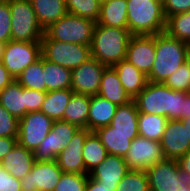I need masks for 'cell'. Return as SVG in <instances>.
<instances>
[{
    "label": "cell",
    "mask_w": 190,
    "mask_h": 191,
    "mask_svg": "<svg viewBox=\"0 0 190 191\" xmlns=\"http://www.w3.org/2000/svg\"><path fill=\"white\" fill-rule=\"evenodd\" d=\"M43 56L29 65L16 79L24 88L47 92L43 73Z\"/></svg>",
    "instance_id": "cell-33"
},
{
    "label": "cell",
    "mask_w": 190,
    "mask_h": 191,
    "mask_svg": "<svg viewBox=\"0 0 190 191\" xmlns=\"http://www.w3.org/2000/svg\"><path fill=\"white\" fill-rule=\"evenodd\" d=\"M35 162L34 152L18 143L1 161L2 167L18 180L28 174Z\"/></svg>",
    "instance_id": "cell-19"
},
{
    "label": "cell",
    "mask_w": 190,
    "mask_h": 191,
    "mask_svg": "<svg viewBox=\"0 0 190 191\" xmlns=\"http://www.w3.org/2000/svg\"><path fill=\"white\" fill-rule=\"evenodd\" d=\"M0 104L20 120L26 115L25 88L16 80L12 81L0 91Z\"/></svg>",
    "instance_id": "cell-26"
},
{
    "label": "cell",
    "mask_w": 190,
    "mask_h": 191,
    "mask_svg": "<svg viewBox=\"0 0 190 191\" xmlns=\"http://www.w3.org/2000/svg\"><path fill=\"white\" fill-rule=\"evenodd\" d=\"M14 80L15 79L10 75V73L4 67L2 61H0V91Z\"/></svg>",
    "instance_id": "cell-47"
},
{
    "label": "cell",
    "mask_w": 190,
    "mask_h": 191,
    "mask_svg": "<svg viewBox=\"0 0 190 191\" xmlns=\"http://www.w3.org/2000/svg\"><path fill=\"white\" fill-rule=\"evenodd\" d=\"M185 64L187 65L188 70L190 71V44H189L187 52H186Z\"/></svg>",
    "instance_id": "cell-50"
},
{
    "label": "cell",
    "mask_w": 190,
    "mask_h": 191,
    "mask_svg": "<svg viewBox=\"0 0 190 191\" xmlns=\"http://www.w3.org/2000/svg\"><path fill=\"white\" fill-rule=\"evenodd\" d=\"M112 67L116 70L122 86L132 99L139 95L148 83L147 76L126 59Z\"/></svg>",
    "instance_id": "cell-22"
},
{
    "label": "cell",
    "mask_w": 190,
    "mask_h": 191,
    "mask_svg": "<svg viewBox=\"0 0 190 191\" xmlns=\"http://www.w3.org/2000/svg\"><path fill=\"white\" fill-rule=\"evenodd\" d=\"M138 110L134 101L118 106L110 123L116 132L138 133Z\"/></svg>",
    "instance_id": "cell-30"
},
{
    "label": "cell",
    "mask_w": 190,
    "mask_h": 191,
    "mask_svg": "<svg viewBox=\"0 0 190 191\" xmlns=\"http://www.w3.org/2000/svg\"><path fill=\"white\" fill-rule=\"evenodd\" d=\"M41 56V43L11 40L5 45L2 63L16 80L25 68L36 62Z\"/></svg>",
    "instance_id": "cell-8"
},
{
    "label": "cell",
    "mask_w": 190,
    "mask_h": 191,
    "mask_svg": "<svg viewBox=\"0 0 190 191\" xmlns=\"http://www.w3.org/2000/svg\"><path fill=\"white\" fill-rule=\"evenodd\" d=\"M54 120L41 111L27 113L19 120V145L34 151L52 129Z\"/></svg>",
    "instance_id": "cell-10"
},
{
    "label": "cell",
    "mask_w": 190,
    "mask_h": 191,
    "mask_svg": "<svg viewBox=\"0 0 190 191\" xmlns=\"http://www.w3.org/2000/svg\"><path fill=\"white\" fill-rule=\"evenodd\" d=\"M96 22L67 13L44 30L42 39L91 46Z\"/></svg>",
    "instance_id": "cell-5"
},
{
    "label": "cell",
    "mask_w": 190,
    "mask_h": 191,
    "mask_svg": "<svg viewBox=\"0 0 190 191\" xmlns=\"http://www.w3.org/2000/svg\"><path fill=\"white\" fill-rule=\"evenodd\" d=\"M42 56L53 63L73 70L91 58L90 46L42 39Z\"/></svg>",
    "instance_id": "cell-7"
},
{
    "label": "cell",
    "mask_w": 190,
    "mask_h": 191,
    "mask_svg": "<svg viewBox=\"0 0 190 191\" xmlns=\"http://www.w3.org/2000/svg\"><path fill=\"white\" fill-rule=\"evenodd\" d=\"M133 35L128 28L95 25L90 46L91 57L107 67L124 60Z\"/></svg>",
    "instance_id": "cell-2"
},
{
    "label": "cell",
    "mask_w": 190,
    "mask_h": 191,
    "mask_svg": "<svg viewBox=\"0 0 190 191\" xmlns=\"http://www.w3.org/2000/svg\"><path fill=\"white\" fill-rule=\"evenodd\" d=\"M97 95H100L117 106L126 105L133 101L122 86L113 67H106L104 69Z\"/></svg>",
    "instance_id": "cell-20"
},
{
    "label": "cell",
    "mask_w": 190,
    "mask_h": 191,
    "mask_svg": "<svg viewBox=\"0 0 190 191\" xmlns=\"http://www.w3.org/2000/svg\"><path fill=\"white\" fill-rule=\"evenodd\" d=\"M89 109L90 96L73 93L69 103L65 108L63 121L74 124L79 128H87Z\"/></svg>",
    "instance_id": "cell-27"
},
{
    "label": "cell",
    "mask_w": 190,
    "mask_h": 191,
    "mask_svg": "<svg viewBox=\"0 0 190 191\" xmlns=\"http://www.w3.org/2000/svg\"><path fill=\"white\" fill-rule=\"evenodd\" d=\"M155 53V35H133L125 59L147 76L153 67Z\"/></svg>",
    "instance_id": "cell-15"
},
{
    "label": "cell",
    "mask_w": 190,
    "mask_h": 191,
    "mask_svg": "<svg viewBox=\"0 0 190 191\" xmlns=\"http://www.w3.org/2000/svg\"><path fill=\"white\" fill-rule=\"evenodd\" d=\"M68 13L97 22L101 2L100 0H65Z\"/></svg>",
    "instance_id": "cell-35"
},
{
    "label": "cell",
    "mask_w": 190,
    "mask_h": 191,
    "mask_svg": "<svg viewBox=\"0 0 190 191\" xmlns=\"http://www.w3.org/2000/svg\"><path fill=\"white\" fill-rule=\"evenodd\" d=\"M47 92L25 88L26 114L40 111Z\"/></svg>",
    "instance_id": "cell-41"
},
{
    "label": "cell",
    "mask_w": 190,
    "mask_h": 191,
    "mask_svg": "<svg viewBox=\"0 0 190 191\" xmlns=\"http://www.w3.org/2000/svg\"><path fill=\"white\" fill-rule=\"evenodd\" d=\"M150 191H177L183 184H190L180 171L178 161L164 159L146 170Z\"/></svg>",
    "instance_id": "cell-11"
},
{
    "label": "cell",
    "mask_w": 190,
    "mask_h": 191,
    "mask_svg": "<svg viewBox=\"0 0 190 191\" xmlns=\"http://www.w3.org/2000/svg\"><path fill=\"white\" fill-rule=\"evenodd\" d=\"M160 143L166 159L178 160L190 150L186 126L181 120H168Z\"/></svg>",
    "instance_id": "cell-17"
},
{
    "label": "cell",
    "mask_w": 190,
    "mask_h": 191,
    "mask_svg": "<svg viewBox=\"0 0 190 191\" xmlns=\"http://www.w3.org/2000/svg\"><path fill=\"white\" fill-rule=\"evenodd\" d=\"M168 118L155 114H138V133L153 141H161Z\"/></svg>",
    "instance_id": "cell-31"
},
{
    "label": "cell",
    "mask_w": 190,
    "mask_h": 191,
    "mask_svg": "<svg viewBox=\"0 0 190 191\" xmlns=\"http://www.w3.org/2000/svg\"><path fill=\"white\" fill-rule=\"evenodd\" d=\"M163 11L167 19L171 15L190 11V0H163Z\"/></svg>",
    "instance_id": "cell-42"
},
{
    "label": "cell",
    "mask_w": 190,
    "mask_h": 191,
    "mask_svg": "<svg viewBox=\"0 0 190 191\" xmlns=\"http://www.w3.org/2000/svg\"><path fill=\"white\" fill-rule=\"evenodd\" d=\"M5 45H6L5 43L0 42V61H2V58H3Z\"/></svg>",
    "instance_id": "cell-52"
},
{
    "label": "cell",
    "mask_w": 190,
    "mask_h": 191,
    "mask_svg": "<svg viewBox=\"0 0 190 191\" xmlns=\"http://www.w3.org/2000/svg\"><path fill=\"white\" fill-rule=\"evenodd\" d=\"M43 71L47 92L71 89L72 70L50 62L43 57Z\"/></svg>",
    "instance_id": "cell-28"
},
{
    "label": "cell",
    "mask_w": 190,
    "mask_h": 191,
    "mask_svg": "<svg viewBox=\"0 0 190 191\" xmlns=\"http://www.w3.org/2000/svg\"><path fill=\"white\" fill-rule=\"evenodd\" d=\"M19 120L0 104V137H18Z\"/></svg>",
    "instance_id": "cell-39"
},
{
    "label": "cell",
    "mask_w": 190,
    "mask_h": 191,
    "mask_svg": "<svg viewBox=\"0 0 190 191\" xmlns=\"http://www.w3.org/2000/svg\"><path fill=\"white\" fill-rule=\"evenodd\" d=\"M88 174L62 173L54 191H84Z\"/></svg>",
    "instance_id": "cell-37"
},
{
    "label": "cell",
    "mask_w": 190,
    "mask_h": 191,
    "mask_svg": "<svg viewBox=\"0 0 190 191\" xmlns=\"http://www.w3.org/2000/svg\"><path fill=\"white\" fill-rule=\"evenodd\" d=\"M182 119L190 117V92L183 99Z\"/></svg>",
    "instance_id": "cell-48"
},
{
    "label": "cell",
    "mask_w": 190,
    "mask_h": 191,
    "mask_svg": "<svg viewBox=\"0 0 190 191\" xmlns=\"http://www.w3.org/2000/svg\"><path fill=\"white\" fill-rule=\"evenodd\" d=\"M11 40L41 43L44 30L38 23L31 1L9 0Z\"/></svg>",
    "instance_id": "cell-6"
},
{
    "label": "cell",
    "mask_w": 190,
    "mask_h": 191,
    "mask_svg": "<svg viewBox=\"0 0 190 191\" xmlns=\"http://www.w3.org/2000/svg\"><path fill=\"white\" fill-rule=\"evenodd\" d=\"M91 133L87 128H79L74 134L66 149L62 150L56 157L57 165L62 172L89 174L85 170L82 149L86 137Z\"/></svg>",
    "instance_id": "cell-16"
},
{
    "label": "cell",
    "mask_w": 190,
    "mask_h": 191,
    "mask_svg": "<svg viewBox=\"0 0 190 191\" xmlns=\"http://www.w3.org/2000/svg\"><path fill=\"white\" fill-rule=\"evenodd\" d=\"M55 160H35L31 171L21 180L22 191H54L62 176Z\"/></svg>",
    "instance_id": "cell-13"
},
{
    "label": "cell",
    "mask_w": 190,
    "mask_h": 191,
    "mask_svg": "<svg viewBox=\"0 0 190 191\" xmlns=\"http://www.w3.org/2000/svg\"><path fill=\"white\" fill-rule=\"evenodd\" d=\"M78 126L63 120H54L52 129L33 151L37 161L56 160L57 155L67 148Z\"/></svg>",
    "instance_id": "cell-9"
},
{
    "label": "cell",
    "mask_w": 190,
    "mask_h": 191,
    "mask_svg": "<svg viewBox=\"0 0 190 191\" xmlns=\"http://www.w3.org/2000/svg\"><path fill=\"white\" fill-rule=\"evenodd\" d=\"M165 32L170 37L190 44V11L168 17Z\"/></svg>",
    "instance_id": "cell-34"
},
{
    "label": "cell",
    "mask_w": 190,
    "mask_h": 191,
    "mask_svg": "<svg viewBox=\"0 0 190 191\" xmlns=\"http://www.w3.org/2000/svg\"><path fill=\"white\" fill-rule=\"evenodd\" d=\"M127 0H108L101 3L97 25L128 28Z\"/></svg>",
    "instance_id": "cell-25"
},
{
    "label": "cell",
    "mask_w": 190,
    "mask_h": 191,
    "mask_svg": "<svg viewBox=\"0 0 190 191\" xmlns=\"http://www.w3.org/2000/svg\"><path fill=\"white\" fill-rule=\"evenodd\" d=\"M181 173L190 180V150L178 160Z\"/></svg>",
    "instance_id": "cell-46"
},
{
    "label": "cell",
    "mask_w": 190,
    "mask_h": 191,
    "mask_svg": "<svg viewBox=\"0 0 190 191\" xmlns=\"http://www.w3.org/2000/svg\"><path fill=\"white\" fill-rule=\"evenodd\" d=\"M164 85L173 89L174 91L190 92V71L184 63L172 75H170L164 82Z\"/></svg>",
    "instance_id": "cell-38"
},
{
    "label": "cell",
    "mask_w": 190,
    "mask_h": 191,
    "mask_svg": "<svg viewBox=\"0 0 190 191\" xmlns=\"http://www.w3.org/2000/svg\"><path fill=\"white\" fill-rule=\"evenodd\" d=\"M116 191H150L146 171L129 170L118 183Z\"/></svg>",
    "instance_id": "cell-36"
},
{
    "label": "cell",
    "mask_w": 190,
    "mask_h": 191,
    "mask_svg": "<svg viewBox=\"0 0 190 191\" xmlns=\"http://www.w3.org/2000/svg\"><path fill=\"white\" fill-rule=\"evenodd\" d=\"M118 106L100 95L90 96V109L87 119V129L95 132L110 125Z\"/></svg>",
    "instance_id": "cell-21"
},
{
    "label": "cell",
    "mask_w": 190,
    "mask_h": 191,
    "mask_svg": "<svg viewBox=\"0 0 190 191\" xmlns=\"http://www.w3.org/2000/svg\"><path fill=\"white\" fill-rule=\"evenodd\" d=\"M117 187L102 186L97 180L92 179L88 175V180L84 191H116Z\"/></svg>",
    "instance_id": "cell-45"
},
{
    "label": "cell",
    "mask_w": 190,
    "mask_h": 191,
    "mask_svg": "<svg viewBox=\"0 0 190 191\" xmlns=\"http://www.w3.org/2000/svg\"><path fill=\"white\" fill-rule=\"evenodd\" d=\"M128 29L132 35H156L165 32L163 0H127Z\"/></svg>",
    "instance_id": "cell-4"
},
{
    "label": "cell",
    "mask_w": 190,
    "mask_h": 191,
    "mask_svg": "<svg viewBox=\"0 0 190 191\" xmlns=\"http://www.w3.org/2000/svg\"><path fill=\"white\" fill-rule=\"evenodd\" d=\"M129 170L123 157L108 154L88 175L90 178L97 180L102 186L117 187Z\"/></svg>",
    "instance_id": "cell-18"
},
{
    "label": "cell",
    "mask_w": 190,
    "mask_h": 191,
    "mask_svg": "<svg viewBox=\"0 0 190 191\" xmlns=\"http://www.w3.org/2000/svg\"><path fill=\"white\" fill-rule=\"evenodd\" d=\"M108 155V152L95 132H91L85 139L82 156L85 170L89 173L99 165Z\"/></svg>",
    "instance_id": "cell-32"
},
{
    "label": "cell",
    "mask_w": 190,
    "mask_h": 191,
    "mask_svg": "<svg viewBox=\"0 0 190 191\" xmlns=\"http://www.w3.org/2000/svg\"><path fill=\"white\" fill-rule=\"evenodd\" d=\"M95 133L101 139L108 154L123 158L126 156L132 140L139 135V133L116 132L110 125L98 129Z\"/></svg>",
    "instance_id": "cell-23"
},
{
    "label": "cell",
    "mask_w": 190,
    "mask_h": 191,
    "mask_svg": "<svg viewBox=\"0 0 190 191\" xmlns=\"http://www.w3.org/2000/svg\"><path fill=\"white\" fill-rule=\"evenodd\" d=\"M177 191H190V184H183Z\"/></svg>",
    "instance_id": "cell-51"
},
{
    "label": "cell",
    "mask_w": 190,
    "mask_h": 191,
    "mask_svg": "<svg viewBox=\"0 0 190 191\" xmlns=\"http://www.w3.org/2000/svg\"><path fill=\"white\" fill-rule=\"evenodd\" d=\"M130 170H148L165 159L161 143L138 135L124 157Z\"/></svg>",
    "instance_id": "cell-12"
},
{
    "label": "cell",
    "mask_w": 190,
    "mask_h": 191,
    "mask_svg": "<svg viewBox=\"0 0 190 191\" xmlns=\"http://www.w3.org/2000/svg\"><path fill=\"white\" fill-rule=\"evenodd\" d=\"M183 126H186L187 140L190 142V117L186 119H181Z\"/></svg>",
    "instance_id": "cell-49"
},
{
    "label": "cell",
    "mask_w": 190,
    "mask_h": 191,
    "mask_svg": "<svg viewBox=\"0 0 190 191\" xmlns=\"http://www.w3.org/2000/svg\"><path fill=\"white\" fill-rule=\"evenodd\" d=\"M0 191H22L21 180L16 179L3 167L0 168Z\"/></svg>",
    "instance_id": "cell-43"
},
{
    "label": "cell",
    "mask_w": 190,
    "mask_h": 191,
    "mask_svg": "<svg viewBox=\"0 0 190 191\" xmlns=\"http://www.w3.org/2000/svg\"><path fill=\"white\" fill-rule=\"evenodd\" d=\"M107 66L94 58L72 70L71 89L74 93L94 96L98 93L102 74Z\"/></svg>",
    "instance_id": "cell-14"
},
{
    "label": "cell",
    "mask_w": 190,
    "mask_h": 191,
    "mask_svg": "<svg viewBox=\"0 0 190 191\" xmlns=\"http://www.w3.org/2000/svg\"><path fill=\"white\" fill-rule=\"evenodd\" d=\"M188 92L174 91L163 83L149 82L133 101L138 112L165 116L169 120H181L183 99Z\"/></svg>",
    "instance_id": "cell-1"
},
{
    "label": "cell",
    "mask_w": 190,
    "mask_h": 191,
    "mask_svg": "<svg viewBox=\"0 0 190 191\" xmlns=\"http://www.w3.org/2000/svg\"><path fill=\"white\" fill-rule=\"evenodd\" d=\"M72 89L48 91L40 111L53 120H63V114L72 95Z\"/></svg>",
    "instance_id": "cell-29"
},
{
    "label": "cell",
    "mask_w": 190,
    "mask_h": 191,
    "mask_svg": "<svg viewBox=\"0 0 190 191\" xmlns=\"http://www.w3.org/2000/svg\"><path fill=\"white\" fill-rule=\"evenodd\" d=\"M31 3L43 30L68 13L65 0H32Z\"/></svg>",
    "instance_id": "cell-24"
},
{
    "label": "cell",
    "mask_w": 190,
    "mask_h": 191,
    "mask_svg": "<svg viewBox=\"0 0 190 191\" xmlns=\"http://www.w3.org/2000/svg\"><path fill=\"white\" fill-rule=\"evenodd\" d=\"M189 44L170 37L166 32L155 35V60L147 80L163 83L185 63Z\"/></svg>",
    "instance_id": "cell-3"
},
{
    "label": "cell",
    "mask_w": 190,
    "mask_h": 191,
    "mask_svg": "<svg viewBox=\"0 0 190 191\" xmlns=\"http://www.w3.org/2000/svg\"><path fill=\"white\" fill-rule=\"evenodd\" d=\"M11 41V11L9 0L0 2V42Z\"/></svg>",
    "instance_id": "cell-40"
},
{
    "label": "cell",
    "mask_w": 190,
    "mask_h": 191,
    "mask_svg": "<svg viewBox=\"0 0 190 191\" xmlns=\"http://www.w3.org/2000/svg\"><path fill=\"white\" fill-rule=\"evenodd\" d=\"M18 137H0V163L3 158L12 150L18 143Z\"/></svg>",
    "instance_id": "cell-44"
}]
</instances>
